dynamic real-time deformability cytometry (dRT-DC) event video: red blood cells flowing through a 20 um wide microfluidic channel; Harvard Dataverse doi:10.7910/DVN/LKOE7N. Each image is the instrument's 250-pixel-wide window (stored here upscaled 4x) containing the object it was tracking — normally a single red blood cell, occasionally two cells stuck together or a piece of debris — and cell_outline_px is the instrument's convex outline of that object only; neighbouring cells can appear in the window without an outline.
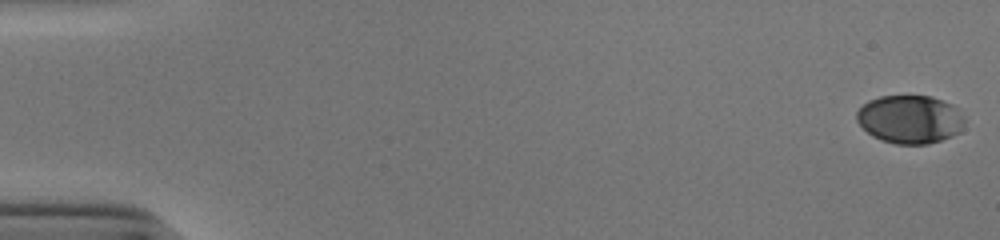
{"species": "human", "species_latin": "Homo sapiens", "temperature_condition": "cold", "stored_images_in_passage": 53, "camera_frame_rate_fps": 3000, "um_per_image_px": 0.085, "donor": {"sex": "male"}, "frame": {"image": 1, "passage_image": 1, "time_ms": 0.0, "image_size_px": [1000, 240], "cell_outline_px": [[964, 120], [960, 132], [952, 136], [928, 144], [896, 144], [872, 136], [856, 120], [856, 112], [868, 100], [880, 96], [932, 96], [952, 104], [964, 116]], "centroid_in_image_um": [77.35, 10.13], "position_along_channel_um": 7.6, "area_um2": 30.29}}
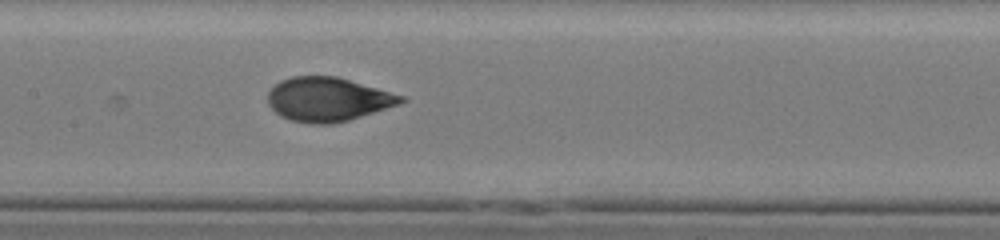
{"frame": {"image": 2, "passage_image": 27, "time_ms": 8.667, "image_size_px": [1000, 240], "cell_outline_px": [[408, 100], [400, 104], [348, 120], [332, 124], [312, 124], [292, 120], [280, 116], [268, 104], [268, 92], [280, 80], [292, 76], [336, 76], [404, 96]], "centroid_in_image_um": [27.86, 8.44], "position_along_channel_um": 179.5, "area_um2": 33.93}}
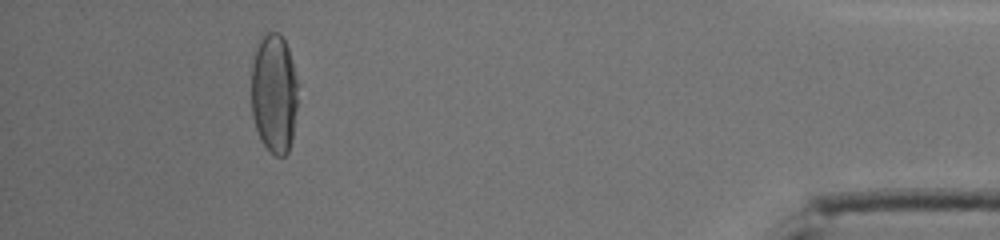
{"frame": {"image": 3, "passage_image": 49, "time_ms": 16.0, "image_size_px": [1000, 240], "cell_outline_px": [[296, 108], [292, 140], [288, 152], [284, 156], [276, 156], [264, 144], [256, 128], [252, 116], [252, 64], [256, 40], [268, 32], [280, 32], [288, 48], [296, 80]], "centroid_in_image_um": [23.27, 7.89], "position_along_channel_um": 411.9, "area_um2": 32.25}, "authors_computed_cell_mechanics": {"area_um2": 33.3506, "velocity_mm_per_s": 3.9218, "shape_relaxation_time_tau1_ms": 3.378, "shape_relaxation_time_tau2_ms": 0.7517, "deformation_change_tau1": 0.179, "deformation_change_tau2": 0.0563}}